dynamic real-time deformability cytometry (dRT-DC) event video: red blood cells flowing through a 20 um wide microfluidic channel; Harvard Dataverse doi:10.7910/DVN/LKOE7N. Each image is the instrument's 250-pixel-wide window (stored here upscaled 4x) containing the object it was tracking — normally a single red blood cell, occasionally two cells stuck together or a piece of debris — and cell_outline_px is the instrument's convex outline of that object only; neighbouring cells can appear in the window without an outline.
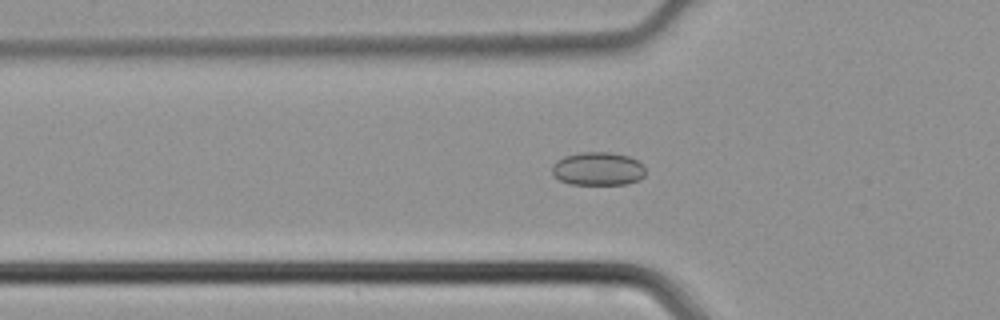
{"species": "common noctule bat (a hibernating species)", "species_latin": "Nyctalus noctula", "temperature_condition": "cold", "stored_images_in_passage": 45, "camera_frame_rate_fps": 3000, "um_per_image_px": 0.085, "animal": {"sex": "male", "body_mass_g": 21.5, "forearm_length_mm": 52.0}, "frame": {"image": 1, "passage_image": 15, "time_ms": 4.667, "image_size_px": [1000, 320], "cell_outline_px": [[644, 176], [640, 180], [628, 184], [572, 184], [560, 180], [552, 176], [552, 164], [556, 160], [564, 156], [580, 152], [608, 152], [628, 156], [640, 160], [644, 164]], "centroid_in_image_um": [50.83, 14.34], "position_along_channel_um": 75.0, "area_um2": 18.44}}
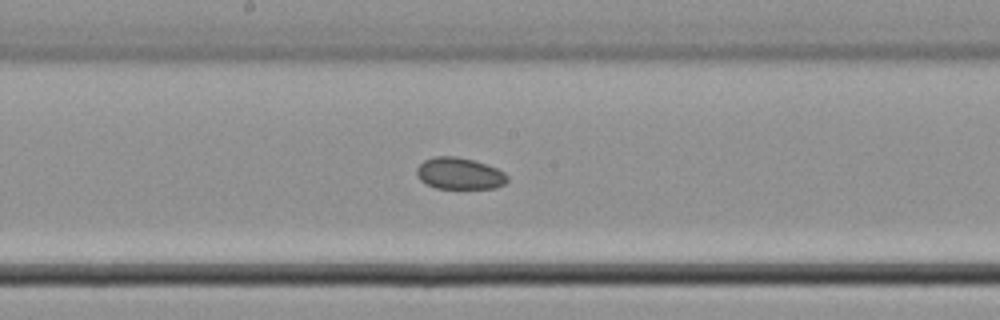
{"frame": {"image": 2, "passage_image": 24, "time_ms": 7.667, "image_size_px": [1000, 320], "cell_outline_px": [[508, 180], [504, 184], [496, 188], [436, 188], [420, 180], [416, 176], [416, 168], [424, 160], [432, 156], [456, 156], [472, 160], [496, 168], [504, 172], [508, 176]], "centroid_in_image_um": [39.03, 14.74], "position_along_channel_um": 209.2, "area_um2": 16.7}}
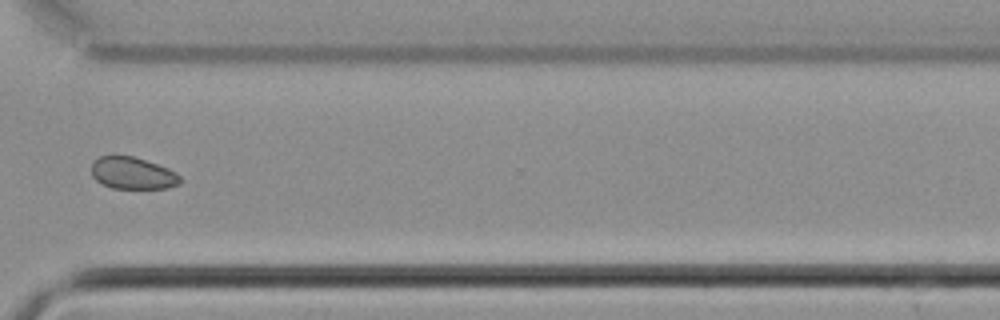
{"frame": {"image": 3, "passage_image": 34, "time_ms": 11.0, "image_size_px": [1000, 320], "cell_outline_px": [[184, 180], [180, 184], [168, 188], [112, 188], [96, 180], [92, 176], [92, 164], [100, 156], [136, 156], [168, 168], [176, 172]], "centroid_in_image_um": [11.33, 14.72], "position_along_channel_um": 359.3, "area_um2": 16.59}}